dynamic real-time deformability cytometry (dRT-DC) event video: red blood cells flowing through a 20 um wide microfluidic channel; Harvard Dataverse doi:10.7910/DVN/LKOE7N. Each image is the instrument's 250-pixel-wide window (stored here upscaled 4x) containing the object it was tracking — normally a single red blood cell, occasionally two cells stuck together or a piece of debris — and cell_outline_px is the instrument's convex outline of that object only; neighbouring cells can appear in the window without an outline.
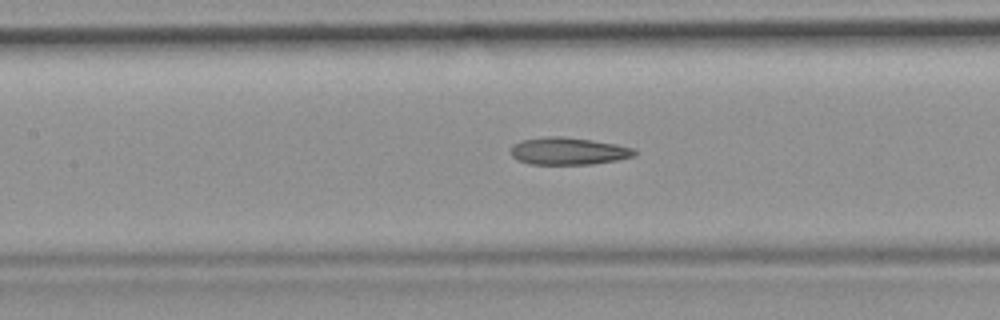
{"species": "common noctule bat (a hibernating species)", "species_latin": "Nyctalus noctula", "temperature_condition": "room temperature", "stored_images_in_passage": 39, "camera_frame_rate_fps": 3000, "um_per_image_px": 0.085, "animal": {"sex": "female", "body_mass_g": 19.9}, "frame": {"image": 1, "passage_image": 12, "time_ms": 3.667, "image_size_px": [1000, 320], "cell_outline_px": [[636, 156], [616, 160], [592, 164], [528, 164], [512, 156], [512, 144], [520, 140], [544, 136], [560, 136], [592, 140], [616, 144], [636, 148]], "centroid_in_image_um": [48.33, 12.83], "position_along_channel_um": 159.1, "area_um2": 19.77}}